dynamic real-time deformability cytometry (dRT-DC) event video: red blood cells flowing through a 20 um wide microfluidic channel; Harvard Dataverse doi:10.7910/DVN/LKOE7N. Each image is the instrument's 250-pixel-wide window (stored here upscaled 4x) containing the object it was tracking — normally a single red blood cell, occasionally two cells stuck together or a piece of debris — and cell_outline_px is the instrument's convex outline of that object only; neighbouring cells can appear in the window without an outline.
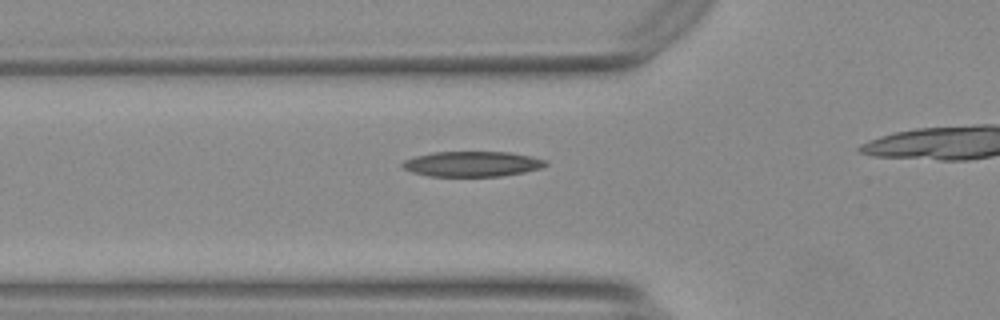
{"species": "Egyptian fruit bat (a non-hibernating species)", "species_latin": "Rousettus aegyptiacus", "temperature_condition": "warm", "stored_images_in_passage": 13, "camera_frame_rate_fps": 3000, "um_per_image_px": 0.085, "animal": {"sex": "female"}, "frame": {"image": 1, "passage_image": 6, "time_ms": 1.667, "image_size_px": [1000, 320], "cell_outline_px": [[548, 164], [540, 168], [524, 172], [500, 176], [428, 176], [412, 172], [404, 168], [400, 164], [404, 160], [416, 156], [432, 152], [508, 152], [532, 156], [548, 160]], "centroid_in_image_um": [40.14, 13.93], "position_along_channel_um": 85.7, "area_um2": 21.1}}
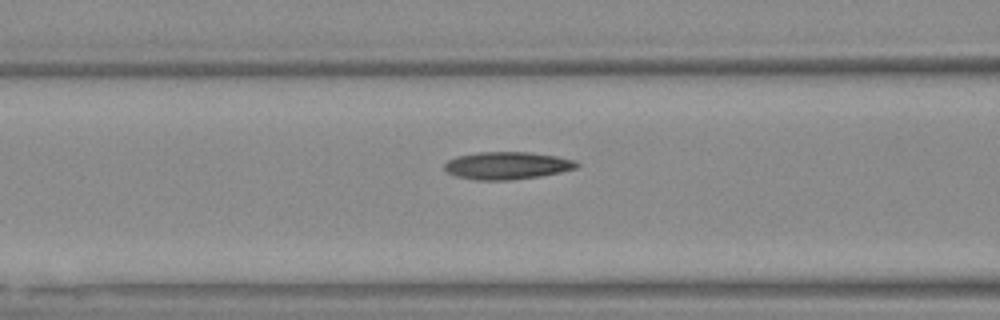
{"frame": {"image": 2, "passage_image": 9, "time_ms": 2.667, "image_size_px": [1000, 320], "cell_outline_px": [[580, 164], [576, 168], [560, 172], [540, 176], [512, 180], [476, 180], [456, 176], [448, 172], [444, 168], [444, 164], [448, 160], [456, 156], [476, 152], [528, 152], [556, 156], [576, 160]], "centroid_in_image_um": [43.1, 14.07], "position_along_channel_um": 123.5, "area_um2": 21.27}}